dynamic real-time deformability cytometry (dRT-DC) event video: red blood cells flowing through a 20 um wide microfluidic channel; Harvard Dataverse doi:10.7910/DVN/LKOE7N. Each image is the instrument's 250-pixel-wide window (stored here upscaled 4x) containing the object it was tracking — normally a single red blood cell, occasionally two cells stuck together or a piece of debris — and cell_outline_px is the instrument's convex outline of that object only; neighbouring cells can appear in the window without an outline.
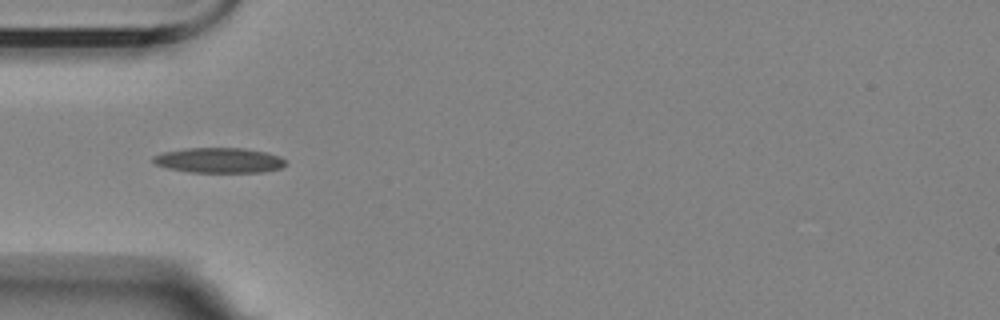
{"species": "Egyptian fruit bat (a non-hibernating species)", "species_latin": "Rousettus aegyptiacus", "temperature_condition": "room temperature", "stored_images_in_passage": 2, "camera_frame_rate_fps": 3000, "um_per_image_px": 0.085, "animal": {"sex": "female"}, "frame": {"image": 1, "passage_image": 2, "time_ms": 1.0, "image_size_px": [1000, 320], "cell_outline_px": [[284, 164], [280, 168], [264, 172], [192, 172], [168, 168], [156, 164], [152, 160], [152, 156], [160, 152], [184, 148], [244, 148], [264, 152], [280, 156], [284, 160]], "centroid_in_image_um": [18.57, 13.62], "position_along_channel_um": 66.4, "area_um2": 19.36}}